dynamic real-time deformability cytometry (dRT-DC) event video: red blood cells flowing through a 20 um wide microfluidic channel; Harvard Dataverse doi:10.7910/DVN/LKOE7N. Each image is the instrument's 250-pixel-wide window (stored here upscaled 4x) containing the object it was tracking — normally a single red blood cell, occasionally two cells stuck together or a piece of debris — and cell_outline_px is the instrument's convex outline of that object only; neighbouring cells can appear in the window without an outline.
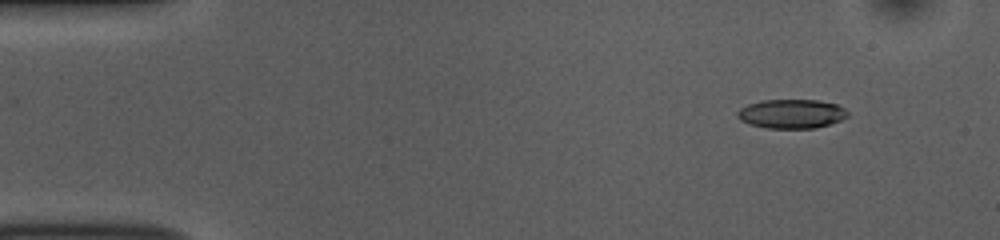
{"species": "common noctule bat (a hibernating species)", "species_latin": "Nyctalus noctula", "temperature_condition": "room temperature", "stored_images_in_passage": 48, "camera_frame_rate_fps": 3000, "um_per_image_px": 0.085, "animal": {"sex": "female", "body_mass_g": 10.0, "forearm_length_mm": 53.1}, "frame": {"image": 1, "passage_image": 1, "time_ms": 0.0, "image_size_px": [1000, 240], "cell_outline_px": [[848, 116], [840, 120], [816, 128], [768, 128], [748, 124], [740, 120], [736, 116], [736, 112], [740, 108], [748, 104], [764, 100], [820, 100], [836, 104], [844, 108], [848, 112]], "centroid_in_image_um": [67.25, 9.67], "position_along_channel_um": 17.7, "area_um2": 18.73}}
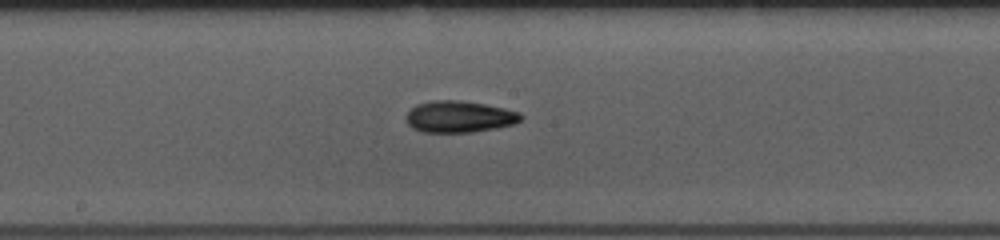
{"frame": {"image": 2, "passage_image": 23, "time_ms": 7.333, "image_size_px": [1000, 240], "cell_outline_px": [[524, 116], [516, 124], [496, 128], [472, 132], [420, 132], [412, 128], [408, 124], [408, 112], [416, 104], [432, 100], [460, 100], [484, 104], [504, 108], [520, 112]], "centroid_in_image_um": [39.07, 9.92], "position_along_channel_um": 209.1, "area_um2": 21.15}}
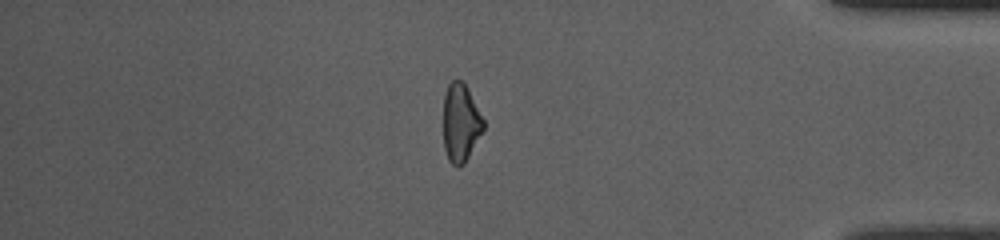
{"frame": {"image": 3, "passage_image": 40, "time_ms": 13.0, "image_size_px": [1000, 240], "cell_outline_px": [[484, 128], [464, 164], [452, 164], [448, 160], [444, 148], [444, 96], [448, 84], [456, 76], [468, 88], [484, 120]], "centroid_in_image_um": [39.15, 10.39], "position_along_channel_um": 396.1, "area_um2": 18.09}, "authors_computed_cell_mechanics": {"area_um2": 19.6231, "velocity_mm_per_s": 3.8385, "shape_relaxation_time_tau1_ms": 4.4141, "shape_relaxation_time_tau2_ms": 8.1402, "deformation_change_tau1": 0.1275, "deformation_change_tau2": 0.1809}}